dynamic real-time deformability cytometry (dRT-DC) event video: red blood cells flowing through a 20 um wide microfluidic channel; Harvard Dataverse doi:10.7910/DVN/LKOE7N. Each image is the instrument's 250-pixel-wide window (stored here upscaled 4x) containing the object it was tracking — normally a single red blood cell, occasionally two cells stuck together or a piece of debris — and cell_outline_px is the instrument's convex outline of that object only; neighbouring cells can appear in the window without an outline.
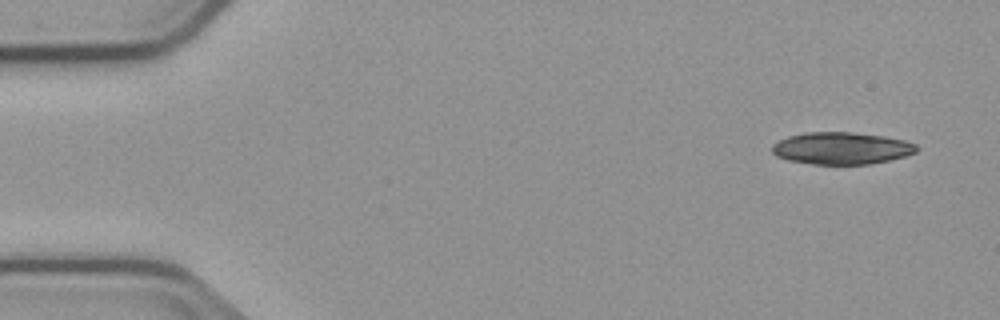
{"species": "common noctule bat (a hibernating species)", "species_latin": "Nyctalus noctula", "temperature_condition": "cold", "stored_images_in_passage": 4, "camera_frame_rate_fps": 3000, "um_per_image_px": 0.085, "animal": {"sex": "male", "body_mass_g": 23.1, "forearm_length_mm": 52.7}, "frame": {"image": 1, "passage_image": 1, "time_ms": 0.0, "image_size_px": [1000, 320], "cell_outline_px": [[920, 148], [916, 152], [904, 156], [888, 160], [868, 164], [812, 164], [788, 160], [776, 156], [772, 152], [772, 144], [788, 136], [804, 132], [848, 132], [884, 136], [904, 140], [916, 144]], "centroid_in_image_um": [71.52, 12.6], "position_along_channel_um": 13.5, "area_um2": 26.99}}